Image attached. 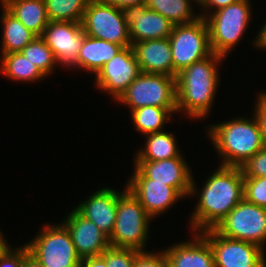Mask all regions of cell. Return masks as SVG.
Returning a JSON list of instances; mask_svg holds the SVG:
<instances>
[{"label": "cell", "mask_w": 266, "mask_h": 267, "mask_svg": "<svg viewBox=\"0 0 266 267\" xmlns=\"http://www.w3.org/2000/svg\"><path fill=\"white\" fill-rule=\"evenodd\" d=\"M243 192L241 168L219 165L200 190L189 221L192 232L215 228L244 198Z\"/></svg>", "instance_id": "obj_1"}, {"label": "cell", "mask_w": 266, "mask_h": 267, "mask_svg": "<svg viewBox=\"0 0 266 267\" xmlns=\"http://www.w3.org/2000/svg\"><path fill=\"white\" fill-rule=\"evenodd\" d=\"M225 57L212 53L207 58L184 68L176 77L177 112L202 119L210 115L218 90L220 62Z\"/></svg>", "instance_id": "obj_2"}, {"label": "cell", "mask_w": 266, "mask_h": 267, "mask_svg": "<svg viewBox=\"0 0 266 267\" xmlns=\"http://www.w3.org/2000/svg\"><path fill=\"white\" fill-rule=\"evenodd\" d=\"M252 116L209 125L207 136L222 158L220 165L241 167L264 148L259 122L254 113Z\"/></svg>", "instance_id": "obj_3"}, {"label": "cell", "mask_w": 266, "mask_h": 267, "mask_svg": "<svg viewBox=\"0 0 266 267\" xmlns=\"http://www.w3.org/2000/svg\"><path fill=\"white\" fill-rule=\"evenodd\" d=\"M124 189L117 198L116 220L109 243L114 248L144 252L149 238L151 217L127 187Z\"/></svg>", "instance_id": "obj_4"}, {"label": "cell", "mask_w": 266, "mask_h": 267, "mask_svg": "<svg viewBox=\"0 0 266 267\" xmlns=\"http://www.w3.org/2000/svg\"><path fill=\"white\" fill-rule=\"evenodd\" d=\"M250 0H239L205 17L212 53L226 57L244 36L251 21Z\"/></svg>", "instance_id": "obj_5"}, {"label": "cell", "mask_w": 266, "mask_h": 267, "mask_svg": "<svg viewBox=\"0 0 266 267\" xmlns=\"http://www.w3.org/2000/svg\"><path fill=\"white\" fill-rule=\"evenodd\" d=\"M29 253L44 267H79L77 254L66 226L46 224L37 236L25 244Z\"/></svg>", "instance_id": "obj_6"}, {"label": "cell", "mask_w": 266, "mask_h": 267, "mask_svg": "<svg viewBox=\"0 0 266 267\" xmlns=\"http://www.w3.org/2000/svg\"><path fill=\"white\" fill-rule=\"evenodd\" d=\"M116 101L130 111L145 106L177 108L176 77L141 72Z\"/></svg>", "instance_id": "obj_7"}, {"label": "cell", "mask_w": 266, "mask_h": 267, "mask_svg": "<svg viewBox=\"0 0 266 267\" xmlns=\"http://www.w3.org/2000/svg\"><path fill=\"white\" fill-rule=\"evenodd\" d=\"M174 67V77L189 65L212 54L209 30L205 18L199 17L191 23L174 25L169 36Z\"/></svg>", "instance_id": "obj_8"}, {"label": "cell", "mask_w": 266, "mask_h": 267, "mask_svg": "<svg viewBox=\"0 0 266 267\" xmlns=\"http://www.w3.org/2000/svg\"><path fill=\"white\" fill-rule=\"evenodd\" d=\"M214 229L225 237L247 241L264 248L266 208L243 198Z\"/></svg>", "instance_id": "obj_9"}, {"label": "cell", "mask_w": 266, "mask_h": 267, "mask_svg": "<svg viewBox=\"0 0 266 267\" xmlns=\"http://www.w3.org/2000/svg\"><path fill=\"white\" fill-rule=\"evenodd\" d=\"M82 28L86 35L121 45L132 46L123 11L114 5L91 0L84 11Z\"/></svg>", "instance_id": "obj_10"}, {"label": "cell", "mask_w": 266, "mask_h": 267, "mask_svg": "<svg viewBox=\"0 0 266 267\" xmlns=\"http://www.w3.org/2000/svg\"><path fill=\"white\" fill-rule=\"evenodd\" d=\"M211 246L215 267H266L265 249L220 235L214 228L200 232Z\"/></svg>", "instance_id": "obj_11"}, {"label": "cell", "mask_w": 266, "mask_h": 267, "mask_svg": "<svg viewBox=\"0 0 266 267\" xmlns=\"http://www.w3.org/2000/svg\"><path fill=\"white\" fill-rule=\"evenodd\" d=\"M85 36L81 22L49 21L41 38L53 51L58 65L78 69V55Z\"/></svg>", "instance_id": "obj_12"}, {"label": "cell", "mask_w": 266, "mask_h": 267, "mask_svg": "<svg viewBox=\"0 0 266 267\" xmlns=\"http://www.w3.org/2000/svg\"><path fill=\"white\" fill-rule=\"evenodd\" d=\"M141 73L132 46L122 48L95 75V85L117 100Z\"/></svg>", "instance_id": "obj_13"}, {"label": "cell", "mask_w": 266, "mask_h": 267, "mask_svg": "<svg viewBox=\"0 0 266 267\" xmlns=\"http://www.w3.org/2000/svg\"><path fill=\"white\" fill-rule=\"evenodd\" d=\"M133 162L148 179L172 186L183 197L195 196L199 191L193 179L192 170L183 154L165 160Z\"/></svg>", "instance_id": "obj_14"}, {"label": "cell", "mask_w": 266, "mask_h": 267, "mask_svg": "<svg viewBox=\"0 0 266 267\" xmlns=\"http://www.w3.org/2000/svg\"><path fill=\"white\" fill-rule=\"evenodd\" d=\"M126 187L152 219L168 212L174 203L184 198L172 186L148 179L136 166Z\"/></svg>", "instance_id": "obj_15"}, {"label": "cell", "mask_w": 266, "mask_h": 267, "mask_svg": "<svg viewBox=\"0 0 266 267\" xmlns=\"http://www.w3.org/2000/svg\"><path fill=\"white\" fill-rule=\"evenodd\" d=\"M132 44L139 41L169 38L174 25L145 4L122 8Z\"/></svg>", "instance_id": "obj_16"}, {"label": "cell", "mask_w": 266, "mask_h": 267, "mask_svg": "<svg viewBox=\"0 0 266 267\" xmlns=\"http://www.w3.org/2000/svg\"><path fill=\"white\" fill-rule=\"evenodd\" d=\"M63 221L80 258L101 256L110 247L109 237L75 208Z\"/></svg>", "instance_id": "obj_17"}, {"label": "cell", "mask_w": 266, "mask_h": 267, "mask_svg": "<svg viewBox=\"0 0 266 267\" xmlns=\"http://www.w3.org/2000/svg\"><path fill=\"white\" fill-rule=\"evenodd\" d=\"M123 193L112 188H99L75 209L86 219L92 221L102 232L110 237L117 211V198Z\"/></svg>", "instance_id": "obj_18"}, {"label": "cell", "mask_w": 266, "mask_h": 267, "mask_svg": "<svg viewBox=\"0 0 266 267\" xmlns=\"http://www.w3.org/2000/svg\"><path fill=\"white\" fill-rule=\"evenodd\" d=\"M192 235L191 241L175 243L163 250L169 267H215L208 240L200 232Z\"/></svg>", "instance_id": "obj_19"}, {"label": "cell", "mask_w": 266, "mask_h": 267, "mask_svg": "<svg viewBox=\"0 0 266 267\" xmlns=\"http://www.w3.org/2000/svg\"><path fill=\"white\" fill-rule=\"evenodd\" d=\"M132 47L141 72L174 77L169 38L139 41Z\"/></svg>", "instance_id": "obj_20"}, {"label": "cell", "mask_w": 266, "mask_h": 267, "mask_svg": "<svg viewBox=\"0 0 266 267\" xmlns=\"http://www.w3.org/2000/svg\"><path fill=\"white\" fill-rule=\"evenodd\" d=\"M0 3L29 31L41 37L49 23L44 0H0Z\"/></svg>", "instance_id": "obj_21"}, {"label": "cell", "mask_w": 266, "mask_h": 267, "mask_svg": "<svg viewBox=\"0 0 266 267\" xmlns=\"http://www.w3.org/2000/svg\"><path fill=\"white\" fill-rule=\"evenodd\" d=\"M122 48L116 43L86 35L78 55L79 68L96 75Z\"/></svg>", "instance_id": "obj_22"}, {"label": "cell", "mask_w": 266, "mask_h": 267, "mask_svg": "<svg viewBox=\"0 0 266 267\" xmlns=\"http://www.w3.org/2000/svg\"><path fill=\"white\" fill-rule=\"evenodd\" d=\"M146 136L145 147L136 153L134 161H158L176 158L181 153L174 133L161 131Z\"/></svg>", "instance_id": "obj_23"}, {"label": "cell", "mask_w": 266, "mask_h": 267, "mask_svg": "<svg viewBox=\"0 0 266 267\" xmlns=\"http://www.w3.org/2000/svg\"><path fill=\"white\" fill-rule=\"evenodd\" d=\"M2 39L1 54L20 52L28 43L32 42L37 36L29 31L18 19L10 14L2 6Z\"/></svg>", "instance_id": "obj_24"}, {"label": "cell", "mask_w": 266, "mask_h": 267, "mask_svg": "<svg viewBox=\"0 0 266 267\" xmlns=\"http://www.w3.org/2000/svg\"><path fill=\"white\" fill-rule=\"evenodd\" d=\"M130 112L135 130L147 135L164 131L165 123L170 122L172 115L177 112V108L145 106Z\"/></svg>", "instance_id": "obj_25"}, {"label": "cell", "mask_w": 266, "mask_h": 267, "mask_svg": "<svg viewBox=\"0 0 266 267\" xmlns=\"http://www.w3.org/2000/svg\"><path fill=\"white\" fill-rule=\"evenodd\" d=\"M1 56L0 72L11 80L36 82L46 77L21 52L1 54Z\"/></svg>", "instance_id": "obj_26"}, {"label": "cell", "mask_w": 266, "mask_h": 267, "mask_svg": "<svg viewBox=\"0 0 266 267\" xmlns=\"http://www.w3.org/2000/svg\"><path fill=\"white\" fill-rule=\"evenodd\" d=\"M198 4V0H194ZM193 0H146L145 6L163 17L167 18L173 25L191 23L200 17L194 14L191 4Z\"/></svg>", "instance_id": "obj_27"}, {"label": "cell", "mask_w": 266, "mask_h": 267, "mask_svg": "<svg viewBox=\"0 0 266 267\" xmlns=\"http://www.w3.org/2000/svg\"><path fill=\"white\" fill-rule=\"evenodd\" d=\"M49 21L81 22L91 0H44Z\"/></svg>", "instance_id": "obj_28"}, {"label": "cell", "mask_w": 266, "mask_h": 267, "mask_svg": "<svg viewBox=\"0 0 266 267\" xmlns=\"http://www.w3.org/2000/svg\"><path fill=\"white\" fill-rule=\"evenodd\" d=\"M20 52L47 77L54 71L53 69H56L55 65H58L53 51L41 37H36Z\"/></svg>", "instance_id": "obj_29"}, {"label": "cell", "mask_w": 266, "mask_h": 267, "mask_svg": "<svg viewBox=\"0 0 266 267\" xmlns=\"http://www.w3.org/2000/svg\"><path fill=\"white\" fill-rule=\"evenodd\" d=\"M244 199L266 208V177L244 178Z\"/></svg>", "instance_id": "obj_30"}, {"label": "cell", "mask_w": 266, "mask_h": 267, "mask_svg": "<svg viewBox=\"0 0 266 267\" xmlns=\"http://www.w3.org/2000/svg\"><path fill=\"white\" fill-rule=\"evenodd\" d=\"M140 252L134 249L107 248L101 256L106 260L107 267H133L136 256Z\"/></svg>", "instance_id": "obj_31"}, {"label": "cell", "mask_w": 266, "mask_h": 267, "mask_svg": "<svg viewBox=\"0 0 266 267\" xmlns=\"http://www.w3.org/2000/svg\"><path fill=\"white\" fill-rule=\"evenodd\" d=\"M240 168L244 178L266 177V148L259 150Z\"/></svg>", "instance_id": "obj_32"}, {"label": "cell", "mask_w": 266, "mask_h": 267, "mask_svg": "<svg viewBox=\"0 0 266 267\" xmlns=\"http://www.w3.org/2000/svg\"><path fill=\"white\" fill-rule=\"evenodd\" d=\"M133 267H169V263L163 250L159 253L144 251L136 256Z\"/></svg>", "instance_id": "obj_33"}, {"label": "cell", "mask_w": 266, "mask_h": 267, "mask_svg": "<svg viewBox=\"0 0 266 267\" xmlns=\"http://www.w3.org/2000/svg\"><path fill=\"white\" fill-rule=\"evenodd\" d=\"M254 114L259 122L264 147L266 148V91L257 93Z\"/></svg>", "instance_id": "obj_34"}, {"label": "cell", "mask_w": 266, "mask_h": 267, "mask_svg": "<svg viewBox=\"0 0 266 267\" xmlns=\"http://www.w3.org/2000/svg\"><path fill=\"white\" fill-rule=\"evenodd\" d=\"M24 246L9 250L0 258V267H23Z\"/></svg>", "instance_id": "obj_35"}, {"label": "cell", "mask_w": 266, "mask_h": 267, "mask_svg": "<svg viewBox=\"0 0 266 267\" xmlns=\"http://www.w3.org/2000/svg\"><path fill=\"white\" fill-rule=\"evenodd\" d=\"M237 1H239V0H198V3H199L198 5H200L203 8L202 13H199L200 17L205 18L213 10H214L213 12H215V11H217L221 8H224L230 4L236 3Z\"/></svg>", "instance_id": "obj_36"}, {"label": "cell", "mask_w": 266, "mask_h": 267, "mask_svg": "<svg viewBox=\"0 0 266 267\" xmlns=\"http://www.w3.org/2000/svg\"><path fill=\"white\" fill-rule=\"evenodd\" d=\"M79 267H107V264L102 256H93L82 258Z\"/></svg>", "instance_id": "obj_37"}, {"label": "cell", "mask_w": 266, "mask_h": 267, "mask_svg": "<svg viewBox=\"0 0 266 267\" xmlns=\"http://www.w3.org/2000/svg\"><path fill=\"white\" fill-rule=\"evenodd\" d=\"M101 3L114 5L118 8H125L132 5H143L146 0H98Z\"/></svg>", "instance_id": "obj_38"}, {"label": "cell", "mask_w": 266, "mask_h": 267, "mask_svg": "<svg viewBox=\"0 0 266 267\" xmlns=\"http://www.w3.org/2000/svg\"><path fill=\"white\" fill-rule=\"evenodd\" d=\"M252 42L256 48L266 50V21L261 27V30L259 29V33H257L256 38Z\"/></svg>", "instance_id": "obj_39"}, {"label": "cell", "mask_w": 266, "mask_h": 267, "mask_svg": "<svg viewBox=\"0 0 266 267\" xmlns=\"http://www.w3.org/2000/svg\"><path fill=\"white\" fill-rule=\"evenodd\" d=\"M23 267H44L36 258H34L28 251L24 244V264Z\"/></svg>", "instance_id": "obj_40"}, {"label": "cell", "mask_w": 266, "mask_h": 267, "mask_svg": "<svg viewBox=\"0 0 266 267\" xmlns=\"http://www.w3.org/2000/svg\"><path fill=\"white\" fill-rule=\"evenodd\" d=\"M12 248L13 246L8 245L7 240L4 238L3 233L0 231V258L3 257Z\"/></svg>", "instance_id": "obj_41"}]
</instances>
